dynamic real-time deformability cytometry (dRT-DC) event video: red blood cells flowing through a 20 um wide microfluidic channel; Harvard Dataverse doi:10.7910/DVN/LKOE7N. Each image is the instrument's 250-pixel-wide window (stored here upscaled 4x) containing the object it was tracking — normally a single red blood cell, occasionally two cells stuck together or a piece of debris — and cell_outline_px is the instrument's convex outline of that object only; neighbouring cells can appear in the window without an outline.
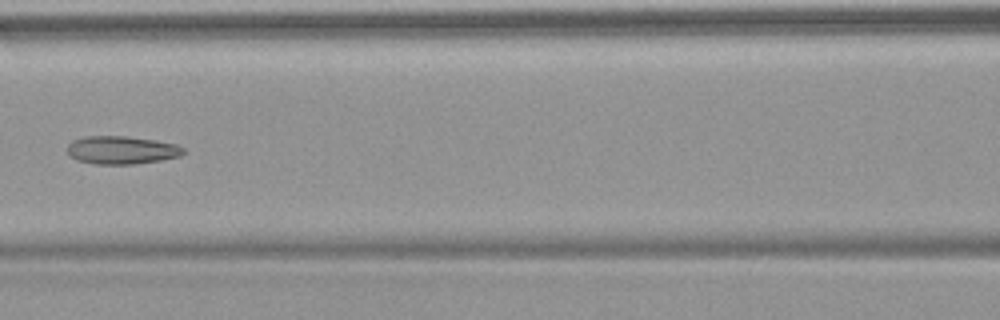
{"species": "common noctule bat (a hibernating species)", "species_latin": "Nyctalus noctula", "temperature_condition": "warm", "stored_images_in_passage": 4, "camera_frame_rate_fps": 3000, "um_per_image_px": 0.085, "animal": {"sex": "female", "body_mass_g": 18.4}, "frame": {"image": 1, "passage_image": 4, "time_ms": 3.667, "image_size_px": [1000, 320], "cell_outline_px": [[184, 152], [180, 156], [160, 160], [132, 164], [96, 164], [76, 160], [68, 152], [68, 144], [72, 140], [84, 136], [128, 136], [156, 140], [176, 144], [184, 148]], "centroid_in_image_um": [10.33, 12.74], "position_along_channel_um": 156.3, "area_um2": 18.96}}